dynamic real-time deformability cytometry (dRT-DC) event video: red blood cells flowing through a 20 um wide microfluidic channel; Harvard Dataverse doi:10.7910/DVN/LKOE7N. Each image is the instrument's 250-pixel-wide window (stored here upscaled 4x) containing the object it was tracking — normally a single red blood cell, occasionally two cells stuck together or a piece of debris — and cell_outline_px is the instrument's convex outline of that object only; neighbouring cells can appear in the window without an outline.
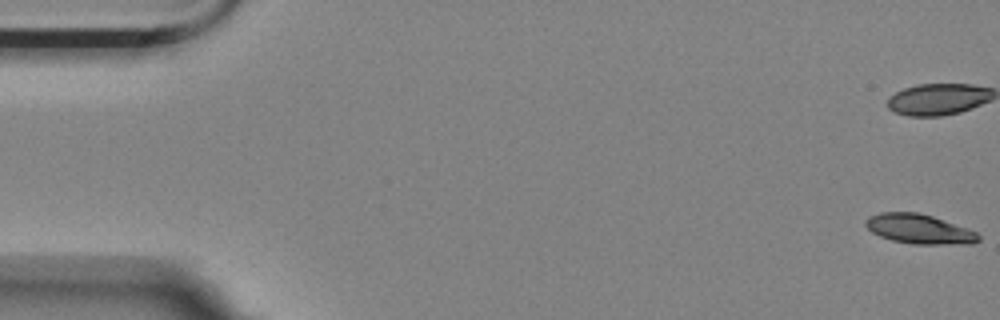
{"species": "Egyptian fruit bat (a non-hibernating species)", "species_latin": "Rousettus aegyptiacus", "temperature_condition": "room temperature", "stored_images_in_passage": 13, "camera_frame_rate_fps": 3000, "um_per_image_px": 0.085, "animal": {"sex": "female"}, "frame": {"image": 1, "passage_image": 1, "time_ms": 0.0, "image_size_px": [1000, 320], "cell_outline_px": [[980, 240], [972, 244], [912, 244], [892, 240], [880, 236], [872, 232], [864, 224], [864, 220], [868, 216], [880, 212], [916, 212], [932, 216], [976, 232], [980, 236]], "centroid_in_image_um": [78.1, 19.47], "position_along_channel_um": 6.9, "area_um2": 19.36}}